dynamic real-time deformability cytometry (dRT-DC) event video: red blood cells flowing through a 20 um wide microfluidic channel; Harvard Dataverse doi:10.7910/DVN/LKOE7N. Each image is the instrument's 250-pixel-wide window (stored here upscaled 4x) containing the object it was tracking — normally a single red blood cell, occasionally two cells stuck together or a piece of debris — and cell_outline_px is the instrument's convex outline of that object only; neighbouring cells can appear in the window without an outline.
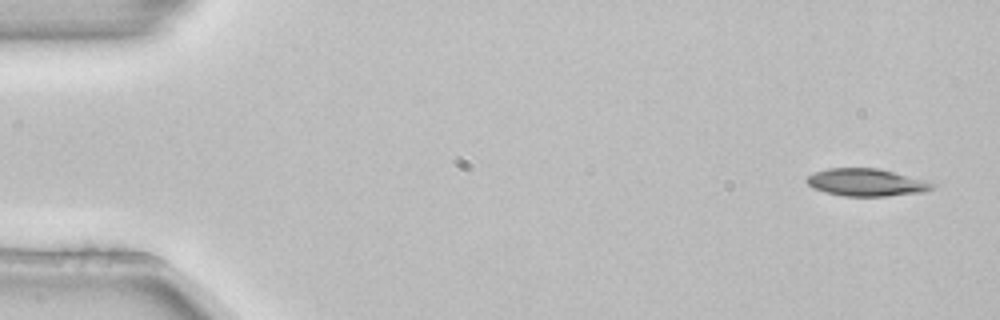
{"species": "common noctule bat (a hibernating species)", "species_latin": "Nyctalus noctula", "temperature_condition": "room temperature", "stored_images_in_passage": 6, "segment_of_instrument_passage": [2, 2], "camera_frame_rate_fps": 3000, "um_per_image_px": 0.085, "animal": {"sex": "female", "body_mass_g": 22.7, "forearm_length_mm": 54.2}, "frame": {"image": 1, "passage_image": 6, "time_ms": 1.667, "image_size_px": [1000, 320], "cell_outline_px": [[936, 184], [932, 188], [924, 192], [888, 196], [844, 196], [824, 192], [812, 188], [804, 180], [808, 176], [816, 172], [828, 168], [876, 168], [924, 180]], "centroid_in_image_um": [73.59, 15.51], "position_along_channel_um": 11.4, "area_um2": 19.94}}